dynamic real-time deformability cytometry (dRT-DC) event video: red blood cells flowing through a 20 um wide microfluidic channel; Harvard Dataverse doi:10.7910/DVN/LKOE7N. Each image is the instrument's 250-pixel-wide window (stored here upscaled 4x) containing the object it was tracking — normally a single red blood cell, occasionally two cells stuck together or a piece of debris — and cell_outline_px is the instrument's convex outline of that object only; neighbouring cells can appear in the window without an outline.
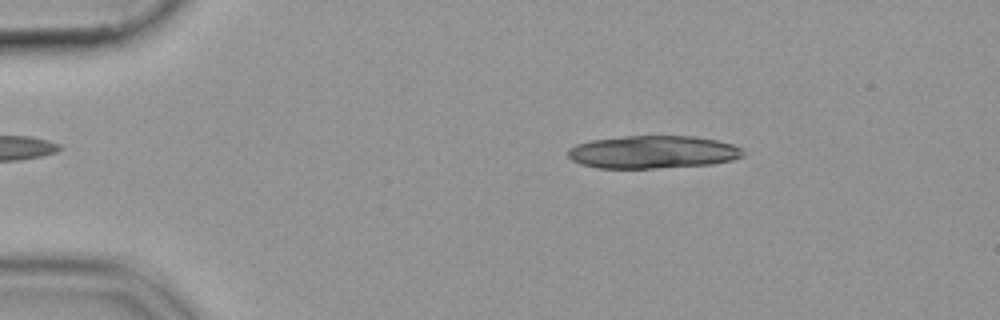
{"species": "common noctule bat (a hibernating species)", "species_latin": "Nyctalus noctula", "temperature_condition": "cold", "stored_images_in_passage": 11, "camera_frame_rate_fps": 3000, "um_per_image_px": 0.085, "animal": {"sex": "female", "body_mass_g": 19.9}, "frame": {"image": 1, "passage_image": 2, "time_ms": 0.333, "image_size_px": [1000, 320], "cell_outline_px": [[744, 156], [732, 160], [712, 164], [652, 168], [596, 168], [580, 164], [572, 160], [568, 156], [568, 148], [576, 144], [592, 140], [624, 136], [696, 136], [716, 140], [732, 144], [740, 148], [744, 152]], "centroid_in_image_um": [55.48, 12.92], "position_along_channel_um": 29.5, "area_um2": 33.52}}